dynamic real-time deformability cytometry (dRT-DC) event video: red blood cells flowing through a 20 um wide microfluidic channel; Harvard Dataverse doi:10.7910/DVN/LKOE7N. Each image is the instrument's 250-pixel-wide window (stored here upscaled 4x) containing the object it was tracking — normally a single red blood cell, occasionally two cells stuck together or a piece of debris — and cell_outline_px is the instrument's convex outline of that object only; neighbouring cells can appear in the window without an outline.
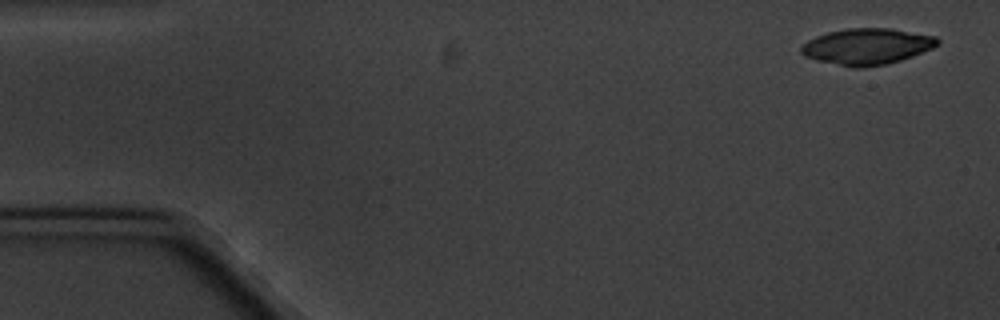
{"species": "common noctule bat (a hibernating species)", "species_latin": "Nyctalus noctula", "temperature_condition": "cold", "stored_images_in_passage": 5, "camera_frame_rate_fps": 3000, "um_per_image_px": 0.085, "animal": {"sex": "male", "body_mass_g": 20.1, "forearm_length_mm": 53.5}, "frame": {"image": 1, "passage_image": 1, "time_ms": 0.0, "image_size_px": [1000, 320], "cell_outline_px": [[940, 44], [932, 48], [912, 56], [888, 64], [864, 68], [852, 68], [816, 60], [804, 56], [800, 52], [800, 48], [808, 40], [816, 36], [828, 32], [848, 28], [888, 28], [936, 36], [940, 40]], "centroid_in_image_um": [73.69, 3.96], "position_along_channel_um": 11.3, "area_um2": 28.84}}